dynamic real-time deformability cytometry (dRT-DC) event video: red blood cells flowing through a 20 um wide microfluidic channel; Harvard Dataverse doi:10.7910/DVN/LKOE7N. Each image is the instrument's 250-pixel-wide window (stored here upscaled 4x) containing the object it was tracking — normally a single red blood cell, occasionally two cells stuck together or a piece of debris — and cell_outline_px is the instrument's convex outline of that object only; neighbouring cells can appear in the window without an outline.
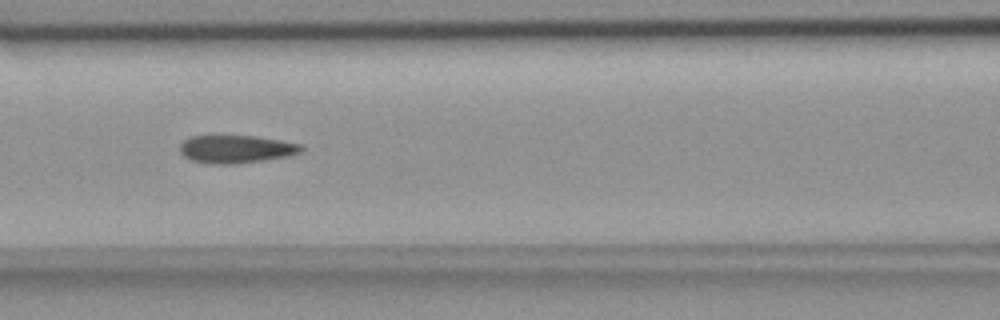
{"species": "common noctule bat (a hibernating species)", "species_latin": "Nyctalus noctula", "temperature_condition": "room temperature", "stored_images_in_passage": 16, "camera_frame_rate_fps": 3000, "um_per_image_px": 0.085, "animal": {"sex": "female", "body_mass_g": 18.4}, "frame": {"image": 1, "passage_image": 10, "time_ms": 3.0, "image_size_px": [1000, 320], "cell_outline_px": [[304, 152], [288, 156], [232, 164], [212, 164], [192, 160], [184, 156], [180, 152], [180, 144], [184, 140], [192, 136], [256, 136], [304, 144]], "centroid_in_image_um": [20.12, 12.67], "position_along_channel_um": 146.5, "area_um2": 19.71}}